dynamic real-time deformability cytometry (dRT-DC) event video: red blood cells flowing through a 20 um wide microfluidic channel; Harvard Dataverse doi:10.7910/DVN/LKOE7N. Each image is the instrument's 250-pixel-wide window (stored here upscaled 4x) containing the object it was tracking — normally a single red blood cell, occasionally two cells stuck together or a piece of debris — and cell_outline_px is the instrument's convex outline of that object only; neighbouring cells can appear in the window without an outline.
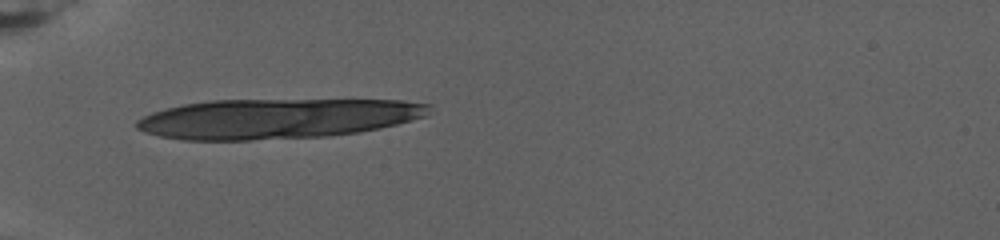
{"species": "human", "species_latin": "Homo sapiens", "temperature_condition": "warm", "stored_images_in_passage": 10, "camera_frame_rate_fps": 3000, "um_per_image_px": 0.085, "donor": {"sex": "female"}, "frame": {"image": 1, "passage_image": 1, "time_ms": 0.0, "image_size_px": [1000, 240], "cell_outline_px": [[432, 104], [424, 116], [396, 124], [356, 132], [328, 136], [248, 140], [184, 140], [160, 136], [144, 132], [136, 128], [136, 120], [152, 112], [184, 104], [208, 100], [400, 100]], "centroid_in_image_um": [23.49, 10.08], "position_along_channel_um": 61.5, "area_um2": 67.8}}
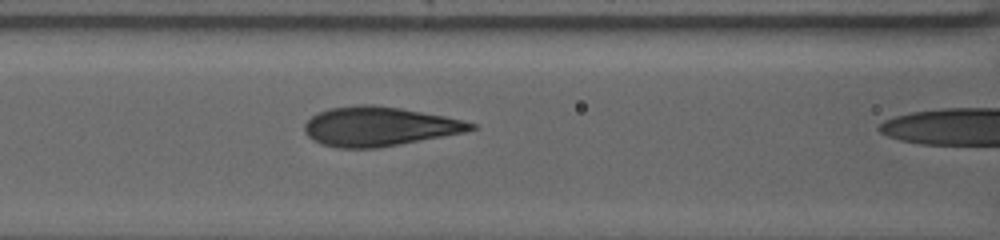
{"frame": {"image": 2, "passage_image": 4, "time_ms": 1.0, "image_size_px": [1000, 240], "cell_outline_px": [[476, 128], [464, 132], [380, 148], [340, 148], [320, 144], [312, 140], [304, 132], [304, 124], [312, 116], [328, 108], [360, 104], [372, 104], [400, 108], [444, 116], [464, 120], [476, 124]], "centroid_in_image_um": [32.19, 10.75], "position_along_channel_um": 134.4, "area_um2": 38.09}}
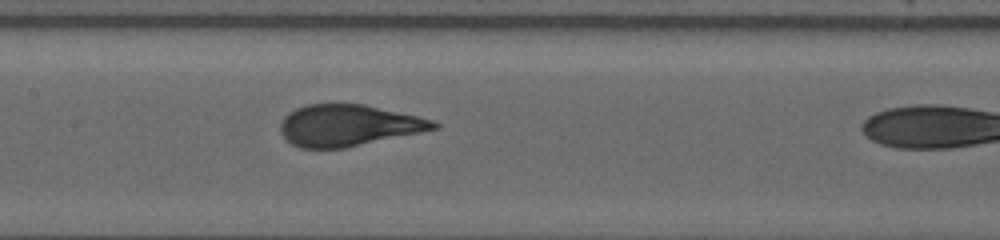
{"frame": {"image": 3, "passage_image": 9, "time_ms": 2.667, "image_size_px": [1000, 240], "cell_outline_px": [[440, 128], [344, 148], [300, 148], [292, 144], [280, 132], [280, 124], [284, 116], [288, 112], [296, 108], [308, 104], [364, 104], [416, 116], [432, 120], [440, 124]], "centroid_in_image_um": [29.58, 10.66], "position_along_channel_um": 177.8, "area_um2": 36.76}}